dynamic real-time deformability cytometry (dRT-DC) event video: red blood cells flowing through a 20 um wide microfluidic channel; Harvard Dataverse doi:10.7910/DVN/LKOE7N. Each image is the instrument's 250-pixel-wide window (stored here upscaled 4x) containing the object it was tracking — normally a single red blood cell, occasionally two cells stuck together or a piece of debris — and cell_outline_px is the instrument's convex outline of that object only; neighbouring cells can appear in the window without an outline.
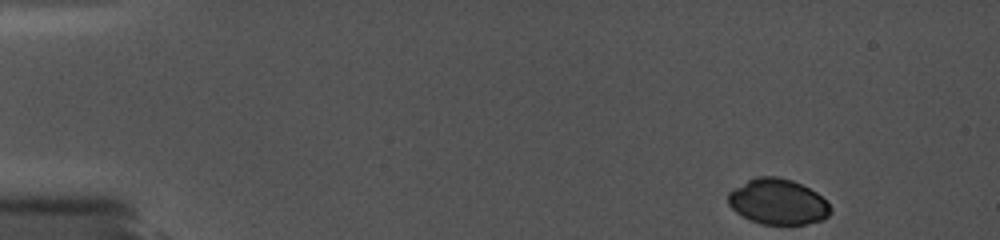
{"species": "common noctule bat (a hibernating species)", "species_latin": "Nyctalus noctula", "temperature_condition": "cold", "stored_images_in_passage": 65, "camera_frame_rate_fps": 5000, "um_per_image_px": 0.085, "animal": {"sex": "female", "body_mass_g": 19.0, "forearm_length_mm": 56.7}, "frame": {"image": 1, "passage_image": 1, "time_ms": 0.0, "image_size_px": [1000, 240], "cell_outline_px": [[832, 212], [828, 216], [820, 220], [804, 224], [760, 224], [736, 212], [728, 204], [728, 192], [748, 180], [756, 176], [776, 176], [792, 180], [816, 192], [832, 208]], "centroid_in_image_um": [66.11, 17.14], "position_along_channel_um": 18.9, "area_um2": 26.93}}
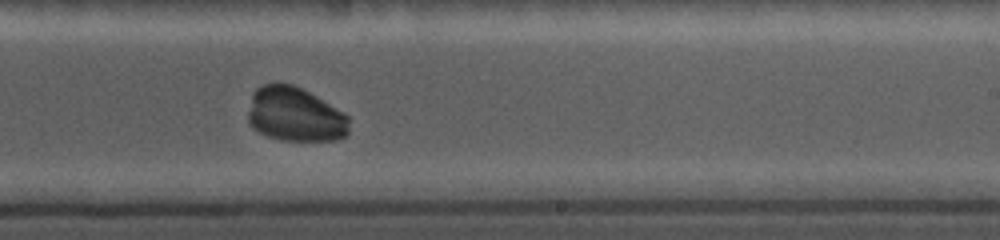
{"frame": {"image": 2, "passage_image": 48, "time_ms": 9.6, "image_size_px": [1000, 240], "cell_outline_px": [[348, 136], [340, 140], [280, 140], [268, 136], [252, 128], [248, 124], [248, 112], [252, 92], [256, 88], [264, 84], [292, 84], [316, 96], [344, 112], [348, 116]], "centroid_in_image_um": [25.07, 9.75], "position_along_channel_um": 263.9, "area_um2": 32.08}}
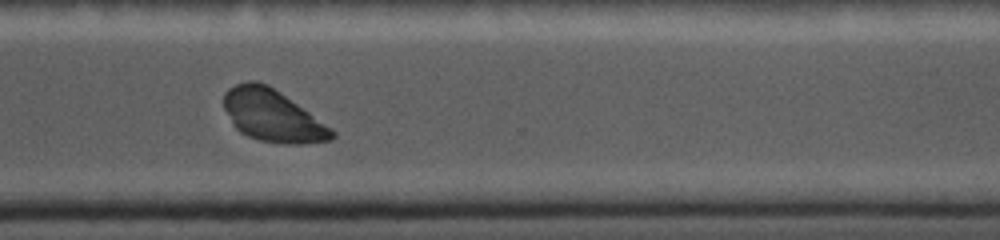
{"frame": {"image": 3, "passage_image": 56, "time_ms": 11.8, "image_size_px": [1000, 240], "cell_outline_px": [[336, 136], [332, 140], [304, 144], [284, 144], [260, 140], [248, 136], [240, 132], [232, 124], [224, 108], [224, 92], [228, 88], [236, 84], [248, 80], [256, 80], [268, 84], [332, 128], [336, 132]], "centroid_in_image_um": [23.16, 9.83], "position_along_channel_um": 347.4, "area_um2": 32.77}}